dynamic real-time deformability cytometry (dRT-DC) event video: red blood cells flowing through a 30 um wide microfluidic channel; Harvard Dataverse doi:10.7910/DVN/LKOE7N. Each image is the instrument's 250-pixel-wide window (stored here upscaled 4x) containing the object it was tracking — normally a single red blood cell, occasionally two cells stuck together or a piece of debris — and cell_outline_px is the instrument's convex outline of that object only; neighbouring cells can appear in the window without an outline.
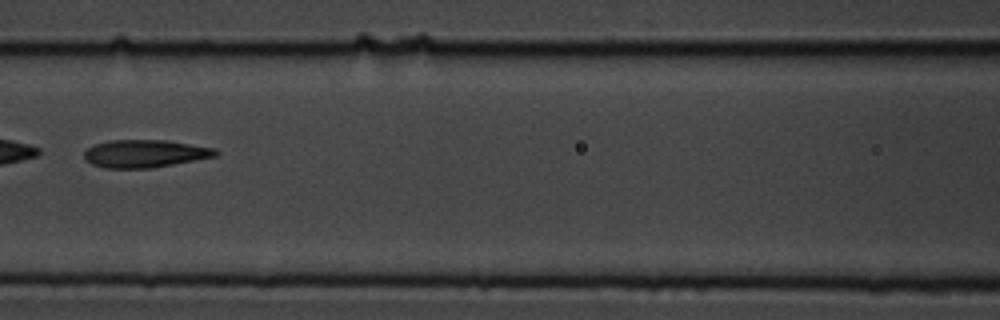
{"species": "common noctule bat (a hibernating species)", "species_latin": "Nyctalus noctula", "temperature_condition": "cold", "stored_images_in_passage": 9, "camera_frame_rate_fps": 3000, "um_per_image_px": 0.085, "animal": {"sex": "male", "body_mass_g": 19.5, "forearm_length_mm": 54.6}, "frame": {"image": 1, "passage_image": 8, "time_ms": 2.333, "image_size_px": [1000, 320], "cell_outline_px": [[220, 152], [216, 156], [152, 168], [104, 168], [92, 164], [84, 160], [84, 152], [88, 148], [96, 144], [108, 140], [168, 140], [216, 148]], "centroid_in_image_um": [12.32, 13.05], "position_along_channel_um": 154.3, "area_um2": 21.33}}
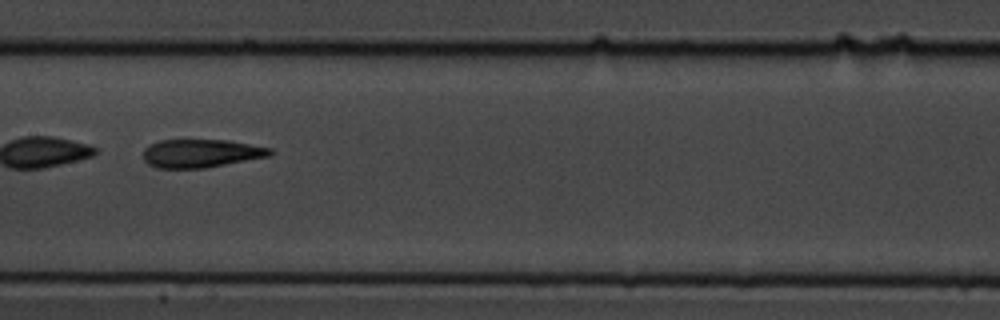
{"frame": {"image": 2, "passage_image": 9, "time_ms": 2.667, "image_size_px": [1000, 320], "cell_outline_px": [[276, 152], [268, 156], [204, 168], [156, 168], [148, 164], [144, 160], [144, 148], [148, 144], [160, 140], [228, 140], [272, 148]], "centroid_in_image_um": [17.07, 13.03], "position_along_channel_um": 190.3, "area_um2": 20.92}}